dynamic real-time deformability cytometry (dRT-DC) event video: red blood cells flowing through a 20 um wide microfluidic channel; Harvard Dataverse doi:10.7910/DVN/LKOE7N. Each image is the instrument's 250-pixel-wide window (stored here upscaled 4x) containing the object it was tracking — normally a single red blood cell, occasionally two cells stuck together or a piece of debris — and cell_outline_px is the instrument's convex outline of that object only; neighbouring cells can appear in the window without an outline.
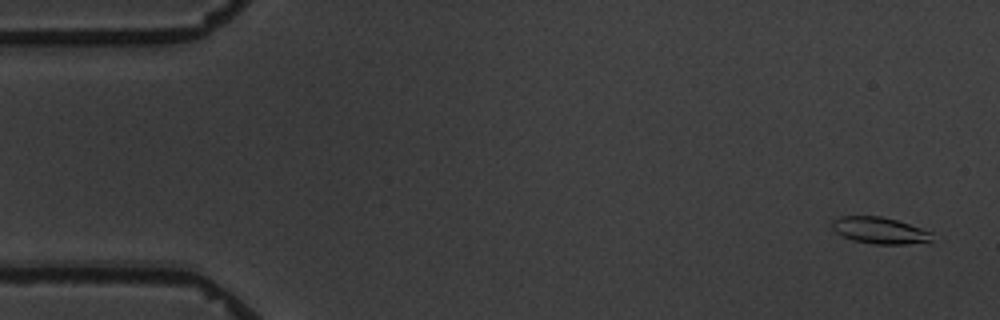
{"species": "common noctule bat (a hibernating species)", "species_latin": "Nyctalus noctula", "temperature_condition": "warm", "stored_images_in_passage": 6, "camera_frame_rate_fps": 3000, "um_per_image_px": 0.085, "animal": {"sex": "male", "body_mass_g": 19.5, "forearm_length_mm": 54.6}, "frame": {"image": 1, "passage_image": 1, "time_ms": 0.0, "image_size_px": [1000, 320], "cell_outline_px": [[932, 240], [904, 244], [876, 244], [852, 240], [836, 232], [832, 228], [832, 220], [840, 216], [880, 216], [896, 220], [932, 232]], "centroid_in_image_um": [74.73, 19.58], "position_along_channel_um": 10.3, "area_um2": 15.2}}
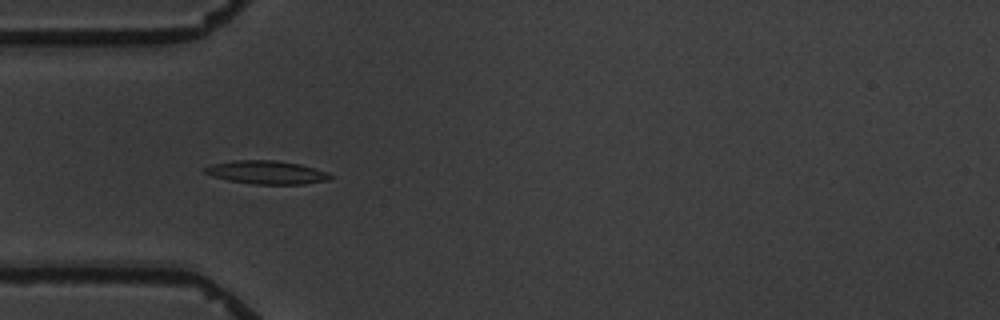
{"frame": {"image": 2, "passage_image": 5, "time_ms": 5.0, "image_size_px": [1000, 320], "cell_outline_px": [[336, 176], [328, 180], [304, 184], [252, 184], [228, 180], [204, 172], [204, 168], [212, 164], [236, 160], [276, 160], [300, 164], [328, 172]], "centroid_in_image_um": [22.73, 14.65], "position_along_channel_um": 62.3, "area_um2": 16.99}}
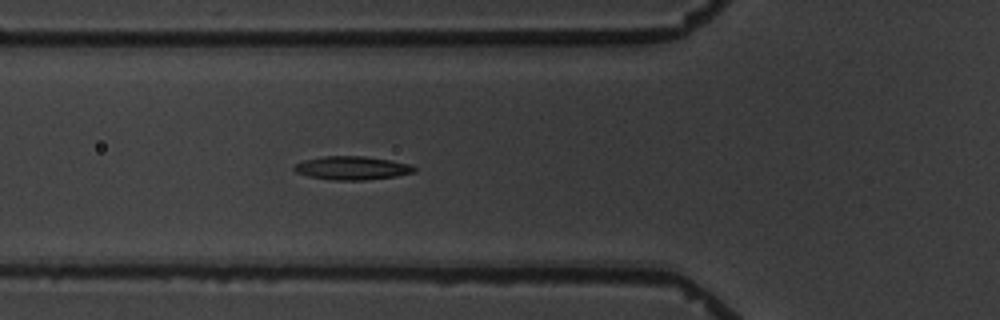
{"frame": {"image": 3, "passage_image": 6, "time_ms": 6.0, "image_size_px": [1000, 320], "cell_outline_px": [[416, 172], [396, 176], [364, 180], [332, 180], [308, 176], [296, 172], [292, 168], [296, 164], [304, 160], [324, 156], [364, 156], [412, 164], [416, 168]], "centroid_in_image_um": [29.94, 14.28], "position_along_channel_um": 95.9, "area_um2": 16.42}}